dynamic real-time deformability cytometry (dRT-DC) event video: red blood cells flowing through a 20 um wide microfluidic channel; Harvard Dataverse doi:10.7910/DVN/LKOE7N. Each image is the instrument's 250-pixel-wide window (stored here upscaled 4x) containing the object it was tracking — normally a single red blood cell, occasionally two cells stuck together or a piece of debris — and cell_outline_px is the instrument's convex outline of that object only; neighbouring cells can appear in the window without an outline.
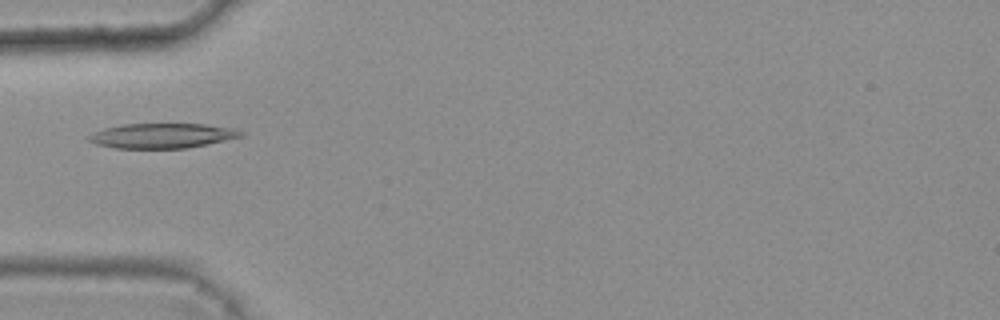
{"species": "common noctule bat (a hibernating species)", "species_latin": "Nyctalus noctula", "temperature_condition": "warm", "stored_images_in_passage": 3, "camera_frame_rate_fps": 3000, "um_per_image_px": 0.085, "animal": {"sex": "female", "body_mass_g": 25.1}, "frame": {"image": 1, "passage_image": 3, "time_ms": 0.667, "image_size_px": [1000, 320], "cell_outline_px": [[244, 136], [208, 144], [188, 148], [116, 148], [96, 144], [88, 140], [88, 136], [92, 132], [104, 128], [120, 124], [204, 124], [236, 128], [244, 132]], "centroid_in_image_um": [13.81, 11.53], "position_along_channel_um": 71.2, "area_um2": 22.2}}